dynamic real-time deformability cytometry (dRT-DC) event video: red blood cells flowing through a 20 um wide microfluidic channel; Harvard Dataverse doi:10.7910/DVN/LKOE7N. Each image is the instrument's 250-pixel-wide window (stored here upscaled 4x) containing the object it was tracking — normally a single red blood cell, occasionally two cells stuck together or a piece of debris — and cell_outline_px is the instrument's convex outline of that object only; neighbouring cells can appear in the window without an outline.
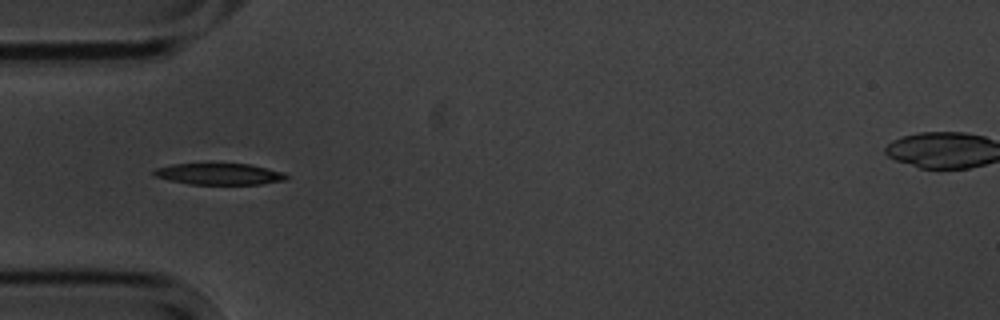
{"species": "common noctule bat (a hibernating species)", "species_latin": "Nyctalus noctula", "temperature_condition": "cold", "stored_images_in_passage": 14, "camera_frame_rate_fps": 3000, "um_per_image_px": 0.085, "animal": {"sex": "male", "body_mass_g": 20.1, "forearm_length_mm": 53.5}, "frame": {"image": 1, "passage_image": 4, "time_ms": 4.333, "image_size_px": [1000, 320], "cell_outline_px": [[288, 180], [260, 184], [188, 184], [168, 180], [156, 176], [152, 172], [156, 168], [172, 164], [248, 164], [284, 172], [288, 176]], "centroid_in_image_um": [18.65, 14.8], "position_along_channel_um": 66.3, "area_um2": 16.42}}
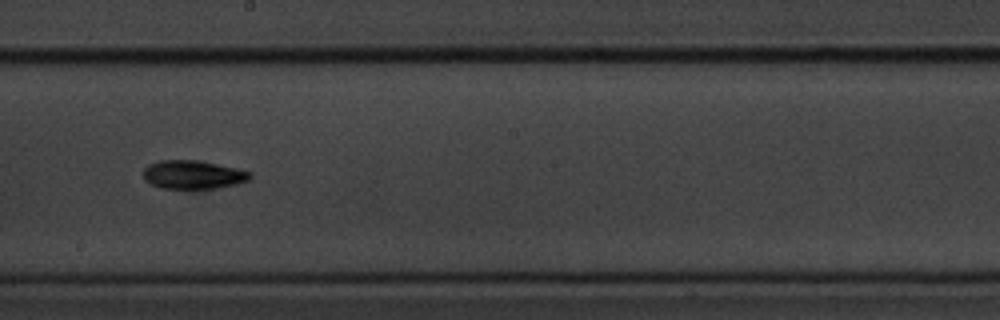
{"frame": {"image": 2, "passage_image": 8, "time_ms": 9.0, "image_size_px": [1000, 320], "cell_outline_px": [[252, 176], [248, 180], [236, 184], [220, 188], [160, 188], [144, 180], [144, 168], [148, 164], [160, 160], [196, 160], [236, 168], [252, 172]], "centroid_in_image_um": [16.4, 14.84], "position_along_channel_um": 231.8, "area_um2": 17.69}}
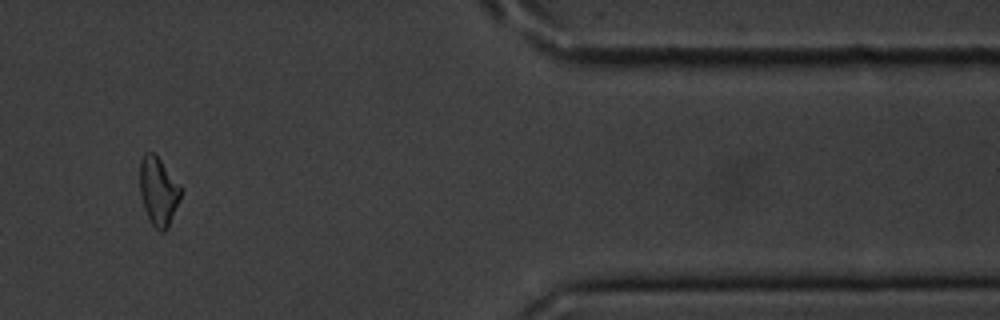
{"frame": {"image": 3, "passage_image": 13, "time_ms": 14.667, "image_size_px": [1000, 320], "cell_outline_px": [[180, 196], [168, 228], [164, 232], [160, 232], [152, 224], [144, 208], [140, 192], [140, 160], [144, 152], [152, 152], [160, 160], [180, 184]], "centroid_in_image_um": [13.44, 16.25], "position_along_channel_um": 398.0, "area_um2": 16.01}, "authors_computed_cell_mechanics": {"area_um2": 16.473, "velocity_mm_per_s": 3.5292, "shape_relaxation_time_tau1_ms": 2.4083, "shape_relaxation_time_tau2_ms": null, "deformation_change_tau1": 0.0854, "deformation_change_tau2": null}}